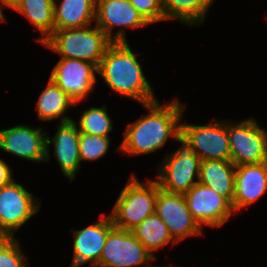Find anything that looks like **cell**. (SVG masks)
I'll list each match as a JSON object with an SVG mask.
<instances>
[{"label":"cell","instance_id":"25","mask_svg":"<svg viewBox=\"0 0 267 267\" xmlns=\"http://www.w3.org/2000/svg\"><path fill=\"white\" fill-rule=\"evenodd\" d=\"M111 138L80 134L79 154L82 161H94L102 158L109 150Z\"/></svg>","mask_w":267,"mask_h":267},{"label":"cell","instance_id":"22","mask_svg":"<svg viewBox=\"0 0 267 267\" xmlns=\"http://www.w3.org/2000/svg\"><path fill=\"white\" fill-rule=\"evenodd\" d=\"M215 0H162L165 20L177 19L187 26L202 25Z\"/></svg>","mask_w":267,"mask_h":267},{"label":"cell","instance_id":"15","mask_svg":"<svg viewBox=\"0 0 267 267\" xmlns=\"http://www.w3.org/2000/svg\"><path fill=\"white\" fill-rule=\"evenodd\" d=\"M56 134L50 139L46 135V160H50V145L54 144V154L63 176L71 182L76 177V172L81 168L79 154L80 132L74 120L60 122Z\"/></svg>","mask_w":267,"mask_h":267},{"label":"cell","instance_id":"14","mask_svg":"<svg viewBox=\"0 0 267 267\" xmlns=\"http://www.w3.org/2000/svg\"><path fill=\"white\" fill-rule=\"evenodd\" d=\"M42 128L16 125L0 130V149L28 161L46 160V135Z\"/></svg>","mask_w":267,"mask_h":267},{"label":"cell","instance_id":"28","mask_svg":"<svg viewBox=\"0 0 267 267\" xmlns=\"http://www.w3.org/2000/svg\"><path fill=\"white\" fill-rule=\"evenodd\" d=\"M14 178L12 177V171L9 165L0 158V187L10 184Z\"/></svg>","mask_w":267,"mask_h":267},{"label":"cell","instance_id":"2","mask_svg":"<svg viewBox=\"0 0 267 267\" xmlns=\"http://www.w3.org/2000/svg\"><path fill=\"white\" fill-rule=\"evenodd\" d=\"M110 90L147 104L157 100L153 88L145 77L141 64L128 42H112L98 66Z\"/></svg>","mask_w":267,"mask_h":267},{"label":"cell","instance_id":"29","mask_svg":"<svg viewBox=\"0 0 267 267\" xmlns=\"http://www.w3.org/2000/svg\"><path fill=\"white\" fill-rule=\"evenodd\" d=\"M3 4L7 7L12 8L19 0H1Z\"/></svg>","mask_w":267,"mask_h":267},{"label":"cell","instance_id":"23","mask_svg":"<svg viewBox=\"0 0 267 267\" xmlns=\"http://www.w3.org/2000/svg\"><path fill=\"white\" fill-rule=\"evenodd\" d=\"M132 233L144 247L155 257L154 252L159 251L169 243L176 242L169 234L168 228L163 220L156 214H152L145 218L140 224L134 227Z\"/></svg>","mask_w":267,"mask_h":267},{"label":"cell","instance_id":"5","mask_svg":"<svg viewBox=\"0 0 267 267\" xmlns=\"http://www.w3.org/2000/svg\"><path fill=\"white\" fill-rule=\"evenodd\" d=\"M177 142L180 147L159 164L156 181L166 192L185 194L199 181L201 159L185 139L180 137Z\"/></svg>","mask_w":267,"mask_h":267},{"label":"cell","instance_id":"17","mask_svg":"<svg viewBox=\"0 0 267 267\" xmlns=\"http://www.w3.org/2000/svg\"><path fill=\"white\" fill-rule=\"evenodd\" d=\"M234 212L250 206L267 193V161L235 166Z\"/></svg>","mask_w":267,"mask_h":267},{"label":"cell","instance_id":"13","mask_svg":"<svg viewBox=\"0 0 267 267\" xmlns=\"http://www.w3.org/2000/svg\"><path fill=\"white\" fill-rule=\"evenodd\" d=\"M193 218L203 227L219 228L226 224L234 213L232 204L211 188L196 183L184 194Z\"/></svg>","mask_w":267,"mask_h":267},{"label":"cell","instance_id":"24","mask_svg":"<svg viewBox=\"0 0 267 267\" xmlns=\"http://www.w3.org/2000/svg\"><path fill=\"white\" fill-rule=\"evenodd\" d=\"M76 125L80 133L93 136L109 137V132L113 130L112 119L108 115L107 107H90L82 112Z\"/></svg>","mask_w":267,"mask_h":267},{"label":"cell","instance_id":"7","mask_svg":"<svg viewBox=\"0 0 267 267\" xmlns=\"http://www.w3.org/2000/svg\"><path fill=\"white\" fill-rule=\"evenodd\" d=\"M37 202V203H36ZM41 202L22 184L13 180L0 187V236L14 237L33 215L40 211Z\"/></svg>","mask_w":267,"mask_h":267},{"label":"cell","instance_id":"18","mask_svg":"<svg viewBox=\"0 0 267 267\" xmlns=\"http://www.w3.org/2000/svg\"><path fill=\"white\" fill-rule=\"evenodd\" d=\"M198 182L232 204L235 195V165L231 161L201 160Z\"/></svg>","mask_w":267,"mask_h":267},{"label":"cell","instance_id":"19","mask_svg":"<svg viewBox=\"0 0 267 267\" xmlns=\"http://www.w3.org/2000/svg\"><path fill=\"white\" fill-rule=\"evenodd\" d=\"M96 0L54 2V31L81 28L95 20Z\"/></svg>","mask_w":267,"mask_h":267},{"label":"cell","instance_id":"11","mask_svg":"<svg viewBox=\"0 0 267 267\" xmlns=\"http://www.w3.org/2000/svg\"><path fill=\"white\" fill-rule=\"evenodd\" d=\"M95 22L112 42H127L126 28L149 25L130 0H96ZM116 26L120 28L114 34Z\"/></svg>","mask_w":267,"mask_h":267},{"label":"cell","instance_id":"1","mask_svg":"<svg viewBox=\"0 0 267 267\" xmlns=\"http://www.w3.org/2000/svg\"><path fill=\"white\" fill-rule=\"evenodd\" d=\"M158 100L143 104L146 116L128 124L118 150L131 156L157 152L170 138L181 137V118L185 105L176 98L167 104ZM170 137V138H169Z\"/></svg>","mask_w":267,"mask_h":267},{"label":"cell","instance_id":"4","mask_svg":"<svg viewBox=\"0 0 267 267\" xmlns=\"http://www.w3.org/2000/svg\"><path fill=\"white\" fill-rule=\"evenodd\" d=\"M159 189L156 180L148 179L143 184L132 174L109 215L114 227L131 231L154 214Z\"/></svg>","mask_w":267,"mask_h":267},{"label":"cell","instance_id":"26","mask_svg":"<svg viewBox=\"0 0 267 267\" xmlns=\"http://www.w3.org/2000/svg\"><path fill=\"white\" fill-rule=\"evenodd\" d=\"M17 240L15 236H0V267H28Z\"/></svg>","mask_w":267,"mask_h":267},{"label":"cell","instance_id":"12","mask_svg":"<svg viewBox=\"0 0 267 267\" xmlns=\"http://www.w3.org/2000/svg\"><path fill=\"white\" fill-rule=\"evenodd\" d=\"M96 73L98 74V67L91 62L60 58L49 78L75 101L74 107H77L94 89Z\"/></svg>","mask_w":267,"mask_h":267},{"label":"cell","instance_id":"27","mask_svg":"<svg viewBox=\"0 0 267 267\" xmlns=\"http://www.w3.org/2000/svg\"><path fill=\"white\" fill-rule=\"evenodd\" d=\"M130 3L149 24L165 21L162 0H130Z\"/></svg>","mask_w":267,"mask_h":267},{"label":"cell","instance_id":"20","mask_svg":"<svg viewBox=\"0 0 267 267\" xmlns=\"http://www.w3.org/2000/svg\"><path fill=\"white\" fill-rule=\"evenodd\" d=\"M38 97L36 110L39 120L51 121L56 118H60V122L73 120L65 115V112L67 113L70 107L75 106V101L52 79L49 78L48 85Z\"/></svg>","mask_w":267,"mask_h":267},{"label":"cell","instance_id":"3","mask_svg":"<svg viewBox=\"0 0 267 267\" xmlns=\"http://www.w3.org/2000/svg\"><path fill=\"white\" fill-rule=\"evenodd\" d=\"M91 26L54 31L41 45L61 58L79 59L98 67L112 41L96 24Z\"/></svg>","mask_w":267,"mask_h":267},{"label":"cell","instance_id":"30","mask_svg":"<svg viewBox=\"0 0 267 267\" xmlns=\"http://www.w3.org/2000/svg\"><path fill=\"white\" fill-rule=\"evenodd\" d=\"M2 7H6L4 4H3V2L0 0V21L1 22H3V21H5L6 19H5V17H4V14H3V11H2Z\"/></svg>","mask_w":267,"mask_h":267},{"label":"cell","instance_id":"21","mask_svg":"<svg viewBox=\"0 0 267 267\" xmlns=\"http://www.w3.org/2000/svg\"><path fill=\"white\" fill-rule=\"evenodd\" d=\"M11 9L24 15L38 30L43 43L54 32V2L52 0H19Z\"/></svg>","mask_w":267,"mask_h":267},{"label":"cell","instance_id":"9","mask_svg":"<svg viewBox=\"0 0 267 267\" xmlns=\"http://www.w3.org/2000/svg\"><path fill=\"white\" fill-rule=\"evenodd\" d=\"M154 260L132 231L114 227L108 233L97 267H138Z\"/></svg>","mask_w":267,"mask_h":267},{"label":"cell","instance_id":"10","mask_svg":"<svg viewBox=\"0 0 267 267\" xmlns=\"http://www.w3.org/2000/svg\"><path fill=\"white\" fill-rule=\"evenodd\" d=\"M155 213L163 220L176 243L190 236L202 235L203 228L189 211L184 194L169 193L160 188Z\"/></svg>","mask_w":267,"mask_h":267},{"label":"cell","instance_id":"31","mask_svg":"<svg viewBox=\"0 0 267 267\" xmlns=\"http://www.w3.org/2000/svg\"><path fill=\"white\" fill-rule=\"evenodd\" d=\"M145 267H177V266H153V265H147V266H145Z\"/></svg>","mask_w":267,"mask_h":267},{"label":"cell","instance_id":"16","mask_svg":"<svg viewBox=\"0 0 267 267\" xmlns=\"http://www.w3.org/2000/svg\"><path fill=\"white\" fill-rule=\"evenodd\" d=\"M101 215L99 222L81 230H73V260L71 267H81L87 262L97 267L108 233L114 228L110 216Z\"/></svg>","mask_w":267,"mask_h":267},{"label":"cell","instance_id":"6","mask_svg":"<svg viewBox=\"0 0 267 267\" xmlns=\"http://www.w3.org/2000/svg\"><path fill=\"white\" fill-rule=\"evenodd\" d=\"M231 162L235 165L267 161V132L253 117L227 122Z\"/></svg>","mask_w":267,"mask_h":267},{"label":"cell","instance_id":"8","mask_svg":"<svg viewBox=\"0 0 267 267\" xmlns=\"http://www.w3.org/2000/svg\"><path fill=\"white\" fill-rule=\"evenodd\" d=\"M212 120L205 125L181 123V137L201 160L231 161L227 121Z\"/></svg>","mask_w":267,"mask_h":267}]
</instances>
